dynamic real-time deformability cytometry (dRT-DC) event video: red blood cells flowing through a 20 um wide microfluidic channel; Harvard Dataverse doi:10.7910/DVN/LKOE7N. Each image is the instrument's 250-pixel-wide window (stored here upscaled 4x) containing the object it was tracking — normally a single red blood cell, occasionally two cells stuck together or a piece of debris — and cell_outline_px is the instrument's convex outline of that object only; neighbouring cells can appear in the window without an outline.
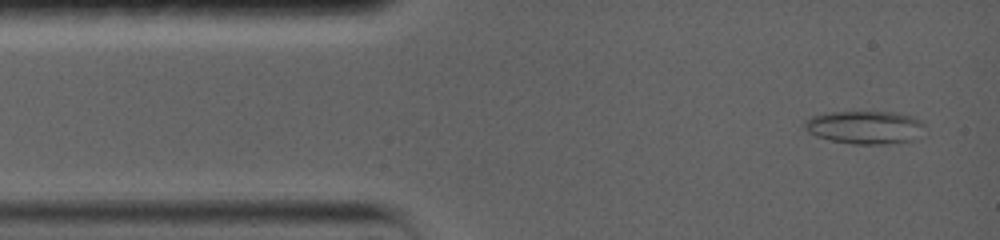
{"species": "common noctule bat (a hibernating species)", "species_latin": "Nyctalus noctula", "temperature_condition": "warm", "stored_images_in_passage": 21, "camera_frame_rate_fps": 5000, "um_per_image_px": 0.085, "animal": {"sex": "female", "body_mass_g": 19.0, "forearm_length_mm": 56.7}, "frame": {"image": 1, "passage_image": 4, "time_ms": 0.4, "image_size_px": [1000, 240], "cell_outline_px": [[924, 124], [912, 140], [880, 144], [852, 144], [832, 140], [816, 136], [808, 132], [804, 128], [804, 120], [812, 116], [832, 112], [896, 112], [912, 116], [924, 120]], "centroid_in_image_um": [73.47, 10.8], "position_along_channel_um": 11.5, "area_um2": 22.89}}
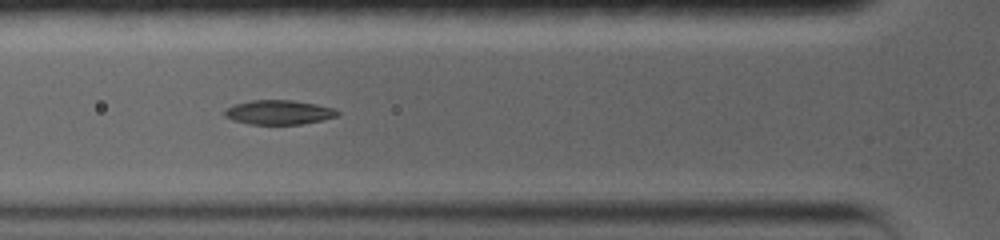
{"frame": {"image": 2, "passage_image": 15, "time_ms": 4.4, "image_size_px": [1000, 240], "cell_outline_px": [[340, 116], [300, 124], [248, 124], [232, 120], [224, 116], [224, 112], [228, 108], [236, 104], [252, 100], [292, 100], [316, 104], [336, 108], [340, 112]], "centroid_in_image_um": [23.74, 9.54], "position_along_channel_um": 102.1, "area_um2": 16.01}}
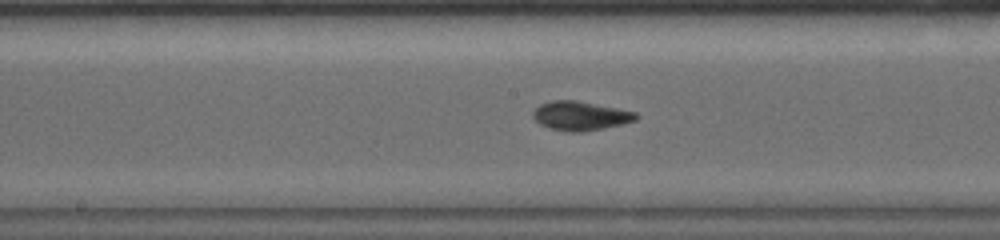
{"frame": {"image": 3, "passage_image": 21, "time_ms": 7.0, "image_size_px": [1000, 240], "cell_outline_px": [[640, 116], [636, 120], [604, 128], [580, 132], [568, 132], [548, 128], [540, 124], [532, 116], [532, 112], [540, 104], [552, 100], [576, 100], [636, 112]], "centroid_in_image_um": [49.31, 9.85], "position_along_channel_um": 198.9, "area_um2": 17.4}}